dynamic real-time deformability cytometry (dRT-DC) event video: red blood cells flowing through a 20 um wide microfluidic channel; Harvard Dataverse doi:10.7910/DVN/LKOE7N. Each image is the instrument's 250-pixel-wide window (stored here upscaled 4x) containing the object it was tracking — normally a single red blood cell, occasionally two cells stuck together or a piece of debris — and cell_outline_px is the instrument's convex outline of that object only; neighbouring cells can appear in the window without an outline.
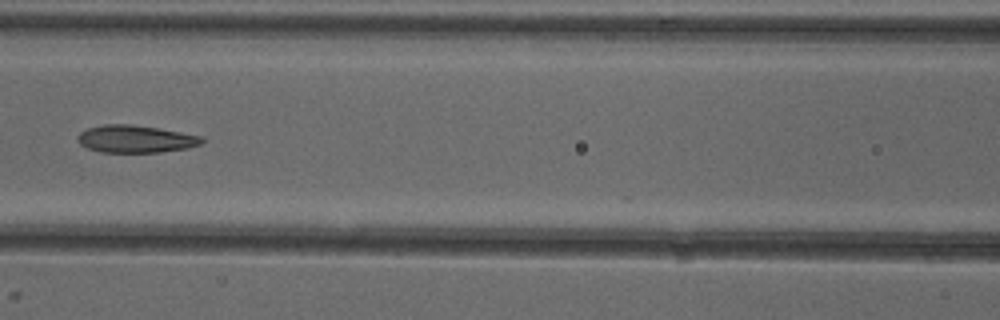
{"species": "common noctule bat (a hibernating species)", "species_latin": "Nyctalus noctula", "temperature_condition": "cold", "stored_images_in_passage": 6, "camera_frame_rate_fps": 3000, "um_per_image_px": 0.085, "animal": {"sex": "female"}, "frame": {"image": 1, "passage_image": 6, "time_ms": 6.667, "image_size_px": [1000, 320], "cell_outline_px": [[204, 140], [200, 144], [188, 148], [160, 152], [100, 152], [88, 148], [80, 144], [76, 140], [76, 136], [80, 132], [88, 128], [104, 124], [128, 124], [156, 128], [180, 132], [200, 136]], "centroid_in_image_um": [11.47, 11.81], "position_along_channel_um": 155.1, "area_um2": 19.71}}